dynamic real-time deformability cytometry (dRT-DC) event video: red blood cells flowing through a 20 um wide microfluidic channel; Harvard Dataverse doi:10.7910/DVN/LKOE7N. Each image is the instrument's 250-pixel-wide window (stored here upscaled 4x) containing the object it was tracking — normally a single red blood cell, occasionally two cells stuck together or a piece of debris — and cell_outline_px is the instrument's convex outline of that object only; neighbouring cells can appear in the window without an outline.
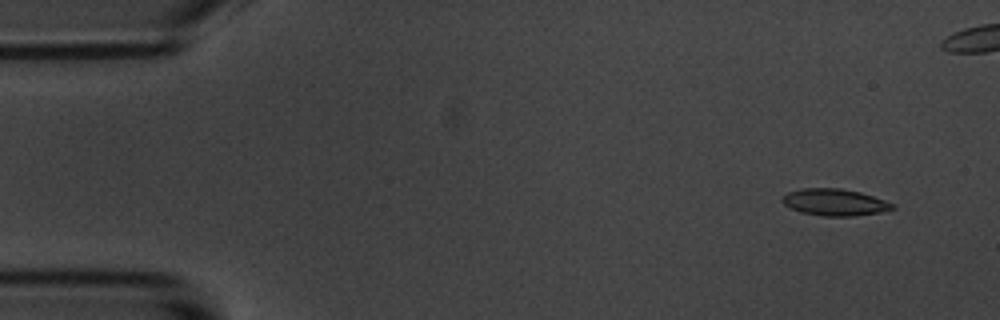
{"species": "common noctule bat (a hibernating species)", "species_latin": "Nyctalus noctula", "temperature_condition": "room temperature", "stored_images_in_passage": 7, "camera_frame_rate_fps": 3000, "um_per_image_px": 0.085, "animal": {"sex": "male", "body_mass_g": 20.1, "forearm_length_mm": 53.5}, "frame": {"image": 1, "passage_image": 1, "time_ms": 0.0, "image_size_px": [1000, 320], "cell_outline_px": [[896, 208], [880, 212], [852, 216], [824, 216], [800, 212], [784, 204], [780, 200], [780, 196], [788, 192], [800, 188], [840, 188], [860, 192], [896, 204]], "centroid_in_image_um": [70.92, 17.18], "position_along_channel_um": 14.1, "area_um2": 17.28}}
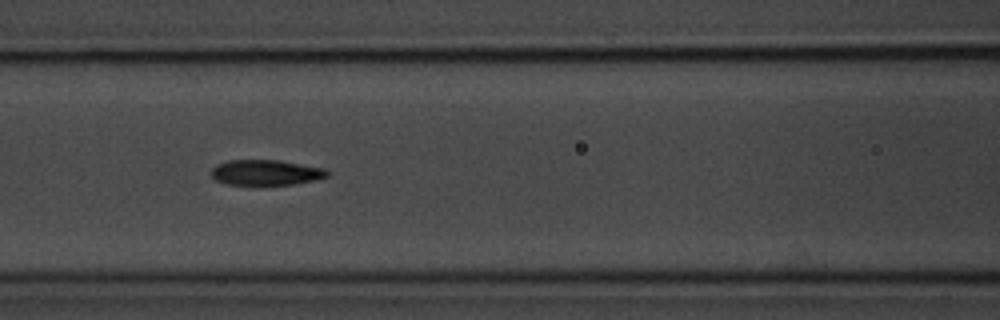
{"frame": {"image": 2, "passage_image": 7, "time_ms": 6.667, "image_size_px": [1000, 320], "cell_outline_px": [[328, 176], [316, 180], [292, 184], [228, 184], [216, 180], [212, 176], [212, 168], [216, 164], [228, 160], [280, 160], [324, 168], [328, 172]], "centroid_in_image_um": [22.6, 14.65], "position_along_channel_um": 144.0, "area_um2": 16.99}}